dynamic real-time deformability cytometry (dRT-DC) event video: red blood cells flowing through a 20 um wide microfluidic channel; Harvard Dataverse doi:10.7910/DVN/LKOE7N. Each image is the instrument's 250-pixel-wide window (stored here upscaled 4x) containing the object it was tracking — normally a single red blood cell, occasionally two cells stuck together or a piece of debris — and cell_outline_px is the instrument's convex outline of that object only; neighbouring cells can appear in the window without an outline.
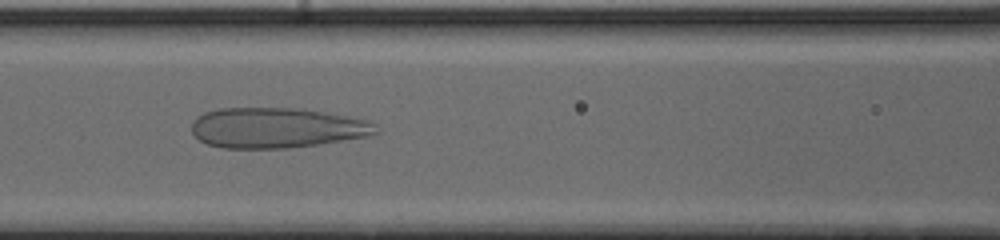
{"species": "human", "species_latin": "Homo sapiens", "temperature_condition": "cold", "stored_images_in_passage": 54, "camera_frame_rate_fps": 3000, "um_per_image_px": 0.085, "donor": {"sex": "male"}, "frame": {"image": 1, "passage_image": 26, "time_ms": 8.333, "image_size_px": [1000, 240], "cell_outline_px": [[380, 132], [368, 136], [316, 144], [284, 148], [224, 148], [208, 144], [200, 140], [192, 132], [192, 120], [196, 116], [204, 112], [220, 108], [300, 108], [348, 116], [368, 120]], "centroid_in_image_um": [23.48, 10.85], "position_along_channel_um": 143.1, "area_um2": 43.12}}
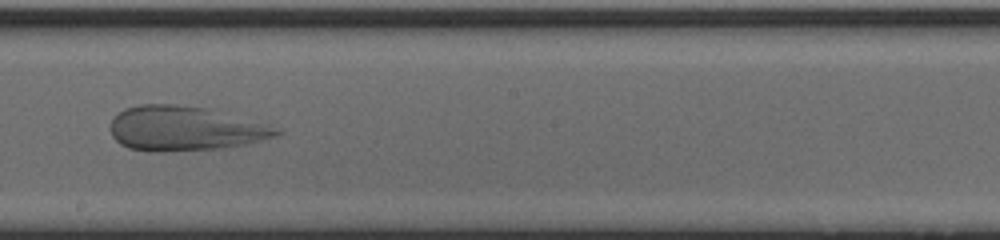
{"frame": {"image": 2, "passage_image": 33, "time_ms": 10.667, "image_size_px": [1000, 240], "cell_outline_px": [[280, 132], [276, 136], [248, 144], [224, 148], [164, 152], [148, 152], [128, 148], [120, 144], [112, 136], [112, 120], [124, 108], [140, 104], [176, 104], [208, 108], [268, 124], [280, 128]], "centroid_in_image_um": [15.73, 10.93], "position_along_channel_um": 232.5, "area_um2": 43.41}}
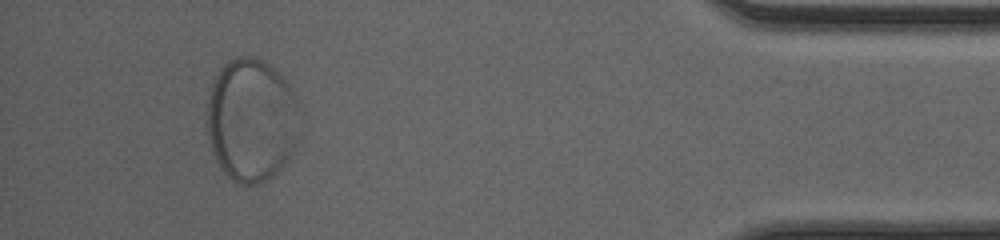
{"frame": {"image": 3, "passage_image": 51, "time_ms": 16.667, "image_size_px": [1000, 240], "cell_outline_px": [[292, 152], [288, 160], [272, 176], [256, 184], [240, 184], [232, 180], [220, 168], [212, 152], [208, 136], [208, 100], [212, 84], [220, 68], [228, 60], [236, 56], [248, 56], [264, 60], [292, 88]], "centroid_in_image_um": [21.25, 10.2], "position_along_channel_um": 414.0, "area_um2": 64.39}}